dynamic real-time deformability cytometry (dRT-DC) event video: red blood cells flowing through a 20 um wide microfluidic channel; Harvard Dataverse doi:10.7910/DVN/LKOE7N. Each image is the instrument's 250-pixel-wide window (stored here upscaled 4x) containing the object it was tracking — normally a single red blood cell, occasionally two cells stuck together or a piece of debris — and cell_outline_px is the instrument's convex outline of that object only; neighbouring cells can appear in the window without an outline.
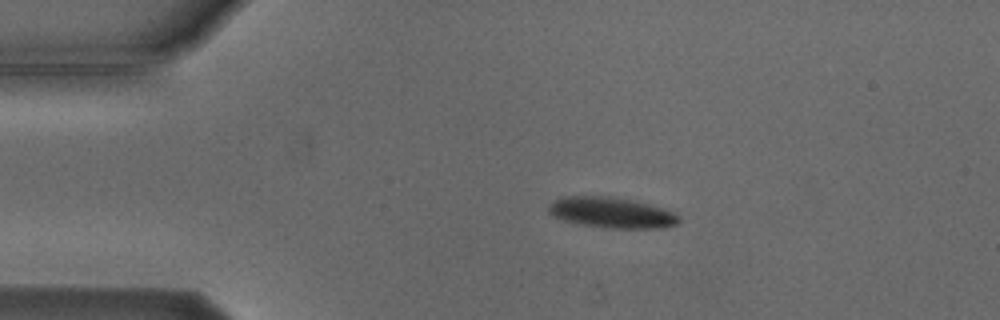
{"species": "Egyptian fruit bat (a non-hibernating species)", "species_latin": "Rousettus aegyptiacus", "temperature_condition": "cold", "stored_images_in_passage": 6, "camera_frame_rate_fps": 3000, "um_per_image_px": 0.085, "animal": {"sex": "male"}, "frame": {"image": 1, "passage_image": 4, "time_ms": 3.333, "image_size_px": [1000, 320], "cell_outline_px": [[680, 220], [676, 224], [664, 228], [604, 228], [580, 224], [564, 220], [552, 216], [548, 212], [548, 204], [564, 196], [608, 196], [632, 200], [664, 208], [676, 212], [680, 216]], "centroid_in_image_um": [52.0, 18.08], "position_along_channel_um": 33.0, "area_um2": 23.47}}
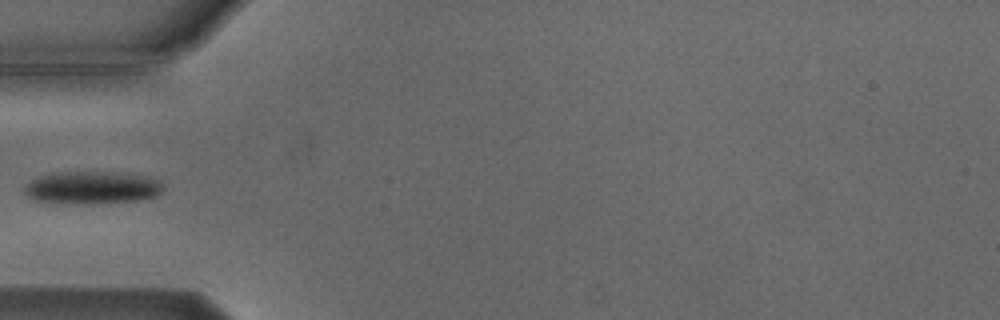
{"frame": {"image": 2, "passage_image": 6, "time_ms": 5.667, "image_size_px": [1000, 320], "cell_outline_px": [[164, 188], [156, 196], [148, 200], [88, 204], [84, 204], [32, 200], [24, 192], [24, 188], [32, 180], [40, 176], [64, 172], [96, 172], [148, 176], [160, 180], [164, 184]], "centroid_in_image_um": [7.9, 15.97], "position_along_channel_um": 77.1, "area_um2": 26.3}}